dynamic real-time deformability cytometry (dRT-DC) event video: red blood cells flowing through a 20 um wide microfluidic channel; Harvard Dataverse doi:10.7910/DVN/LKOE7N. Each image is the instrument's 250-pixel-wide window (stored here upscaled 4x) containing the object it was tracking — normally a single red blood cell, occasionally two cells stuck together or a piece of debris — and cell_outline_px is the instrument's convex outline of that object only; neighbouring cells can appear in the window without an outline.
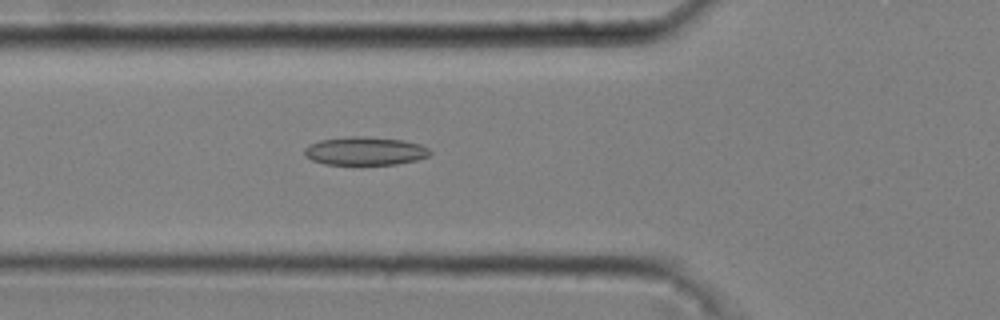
{"species": "common noctule bat (a hibernating species)", "species_latin": "Nyctalus noctula", "temperature_condition": "cold", "stored_images_in_passage": 51, "camera_frame_rate_fps": 3000, "um_per_image_px": 0.085, "animal": {"sex": "male", "body_mass_g": 20.4}, "frame": {"image": 1, "passage_image": 19, "time_ms": 6.0, "image_size_px": [1000, 320], "cell_outline_px": [[432, 152], [428, 156], [416, 160], [396, 164], [324, 164], [312, 160], [304, 156], [304, 148], [308, 144], [320, 140], [352, 136], [364, 136], [400, 140], [420, 144], [428, 148]], "centroid_in_image_um": [30.99, 12.83], "position_along_channel_um": 94.8, "area_um2": 20.63}}
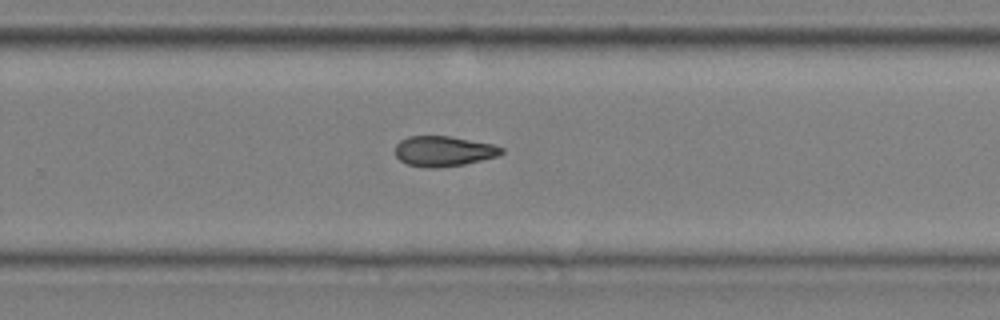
{"frame": {"image": 2, "passage_image": 35, "time_ms": 11.333, "image_size_px": [1000, 320], "cell_outline_px": [[504, 152], [500, 156], [464, 164], [428, 168], [408, 164], [400, 160], [396, 156], [396, 144], [400, 140], [408, 136], [448, 136], [492, 144], [504, 148]], "centroid_in_image_um": [37.72, 12.84], "position_along_channel_um": 292.1, "area_um2": 18.61}}
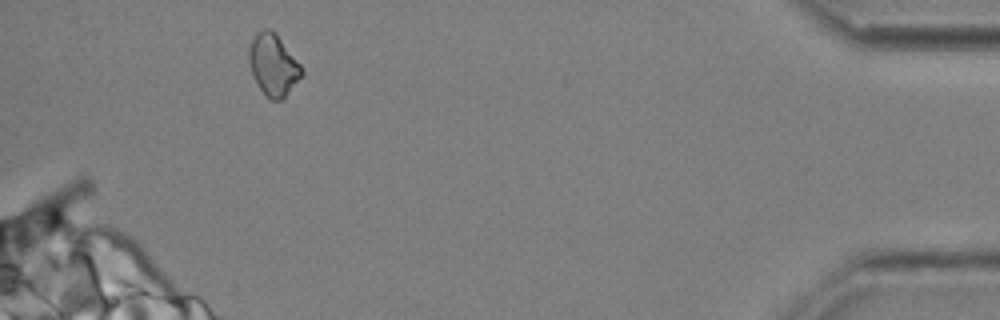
{"frame": {"image": 3, "passage_image": 49, "time_ms": 16.0, "image_size_px": [1000, 320], "cell_outline_px": [[304, 72], [284, 96], [280, 100], [272, 100], [264, 96], [252, 72], [248, 60], [248, 48], [256, 32], [264, 28], [268, 28], [280, 40], [300, 64]], "centroid_in_image_um": [23.19, 5.52], "position_along_channel_um": 412.0, "area_um2": 18.32}, "authors_computed_cell_mechanics": {"area_um2": 19.4786, "velocity_mm_per_s": 3.6958, "shape_relaxation_time_tau1_ms": 10.3774, "shape_relaxation_time_tau2_ms": 9.8844, "deformation_change_tau1": 0.1521, "deformation_change_tau2": 0.1854}}